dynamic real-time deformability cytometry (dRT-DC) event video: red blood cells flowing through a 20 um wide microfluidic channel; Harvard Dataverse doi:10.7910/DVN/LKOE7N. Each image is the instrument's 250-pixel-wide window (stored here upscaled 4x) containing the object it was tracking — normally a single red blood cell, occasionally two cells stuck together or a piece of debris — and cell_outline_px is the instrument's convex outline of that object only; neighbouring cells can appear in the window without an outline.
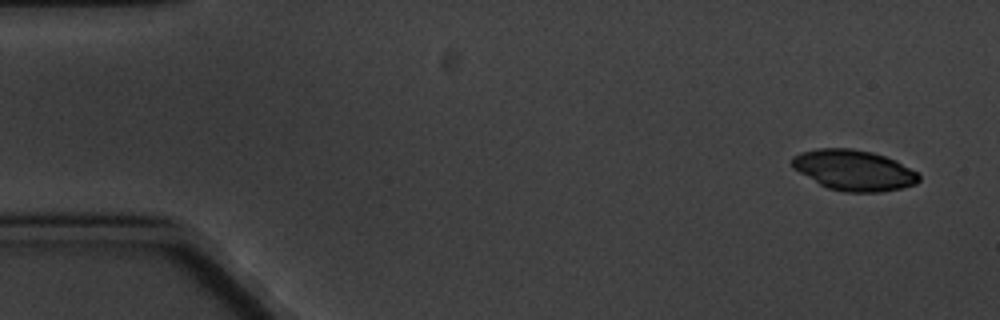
{"species": "common noctule bat (a hibernating species)", "species_latin": "Nyctalus noctula", "temperature_condition": "cold", "stored_images_in_passage": 5, "camera_frame_rate_fps": 3000, "um_per_image_px": 0.085, "animal": {"sex": "male", "body_mass_g": 20.1, "forearm_length_mm": 53.5}, "frame": {"image": 1, "passage_image": 1, "time_ms": 0.0, "image_size_px": [1000, 320], "cell_outline_px": [[920, 180], [916, 184], [900, 188], [880, 192], [844, 192], [828, 188], [820, 184], [792, 168], [792, 156], [800, 152], [820, 148], [852, 148], [872, 152], [896, 160], [916, 172], [920, 176]], "centroid_in_image_um": [72.57, 14.46], "position_along_channel_um": 12.4, "area_um2": 29.94}}